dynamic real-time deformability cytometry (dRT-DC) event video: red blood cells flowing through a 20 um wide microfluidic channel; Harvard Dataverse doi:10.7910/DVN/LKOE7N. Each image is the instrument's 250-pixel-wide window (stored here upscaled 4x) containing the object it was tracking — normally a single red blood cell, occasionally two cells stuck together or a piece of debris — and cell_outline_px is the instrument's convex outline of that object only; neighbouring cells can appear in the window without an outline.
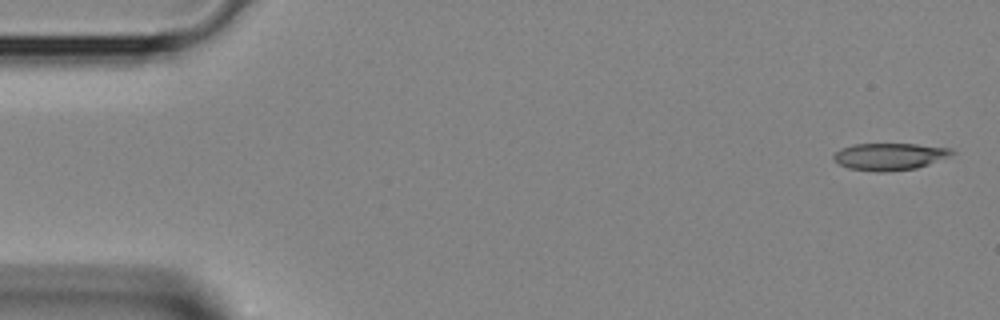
{"species": "Egyptian fruit bat (a non-hibernating species)", "species_latin": "Rousettus aegyptiacus", "temperature_condition": "room temperature", "stored_images_in_passage": 4, "camera_frame_rate_fps": 3000, "um_per_image_px": 0.085, "animal": {"sex": "female"}, "frame": {"image": 1, "passage_image": 1, "time_ms": 0.0, "image_size_px": [1000, 320], "cell_outline_px": [[956, 152], [928, 164], [916, 168], [888, 172], [876, 172], [848, 168], [840, 164], [832, 156], [840, 148], [852, 144], [916, 144], [952, 148]], "centroid_in_image_um": [75.59, 13.3], "position_along_channel_um": 9.4, "area_um2": 18.55}}